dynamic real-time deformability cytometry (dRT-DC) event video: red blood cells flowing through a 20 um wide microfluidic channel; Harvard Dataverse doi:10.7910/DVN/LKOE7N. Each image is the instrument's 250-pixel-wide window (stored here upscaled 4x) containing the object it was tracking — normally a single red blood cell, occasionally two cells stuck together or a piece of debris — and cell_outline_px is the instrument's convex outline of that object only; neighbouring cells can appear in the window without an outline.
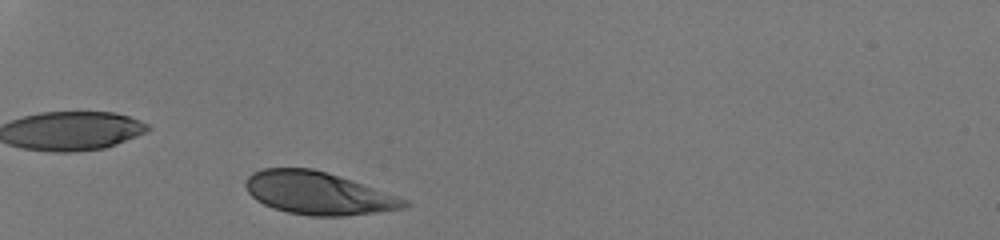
{"species": "human", "species_latin": "Homo sapiens", "temperature_condition": "room temperature", "stored_images_in_passage": 30, "camera_frame_rate_fps": 3000, "um_per_image_px": 0.085, "donor": {"sex": "male"}, "frame": {"image": 1, "passage_image": 1, "time_ms": 0.0, "image_size_px": [1000, 240], "cell_outline_px": [[412, 204], [404, 208], [376, 212], [344, 216], [308, 216], [288, 212], [272, 208], [256, 200], [248, 192], [244, 184], [244, 180], [252, 172], [264, 168], [312, 168], [352, 180], [408, 200]], "centroid_in_image_um": [27.01, 16.42], "position_along_channel_um": 58.0, "area_um2": 39.42}}
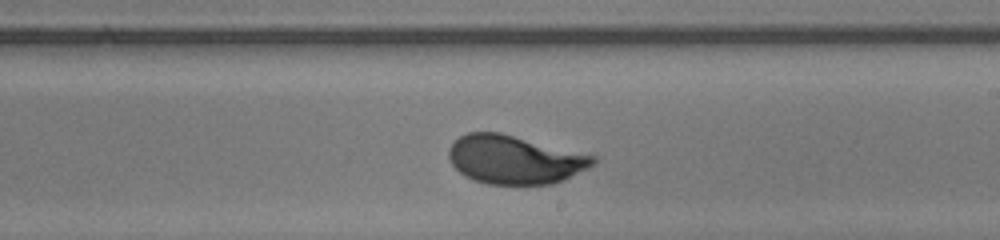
{"frame": {"image": 2, "passage_image": 17, "time_ms": 5.333, "image_size_px": [1000, 240], "cell_outline_px": [[596, 164], [564, 180], [552, 184], [488, 184], [476, 180], [460, 172], [452, 164], [448, 156], [448, 148], [460, 136], [468, 132], [500, 132], [596, 156]], "centroid_in_image_um": [43.76, 13.56], "position_along_channel_um": 245.2, "area_um2": 40.63}}
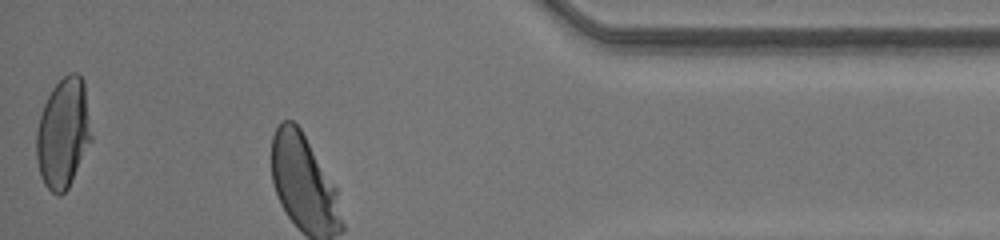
{"frame": {"image": 3, "passage_image": 30, "time_ms": 9.667, "image_size_px": [1000, 240], "cell_outline_px": [[92, 140], [68, 188], [60, 196], [56, 196], [44, 184], [40, 176], [36, 160], [36, 132], [40, 116], [44, 104], [52, 88], [68, 72], [76, 72], [84, 80], [92, 136]], "centroid_in_image_um": [5.37, 11.33], "position_along_channel_um": 429.8, "area_um2": 35.37}, "authors_computed_cell_mechanics": {"area_um2": 40.9802, "velocity_mm_per_s": 4.2033, "shape_relaxation_time_tau1_ms": 2.7203, "shape_relaxation_time_tau2_ms": null, "deformation_change_tau1": 0.1656, "deformation_change_tau2": null}}